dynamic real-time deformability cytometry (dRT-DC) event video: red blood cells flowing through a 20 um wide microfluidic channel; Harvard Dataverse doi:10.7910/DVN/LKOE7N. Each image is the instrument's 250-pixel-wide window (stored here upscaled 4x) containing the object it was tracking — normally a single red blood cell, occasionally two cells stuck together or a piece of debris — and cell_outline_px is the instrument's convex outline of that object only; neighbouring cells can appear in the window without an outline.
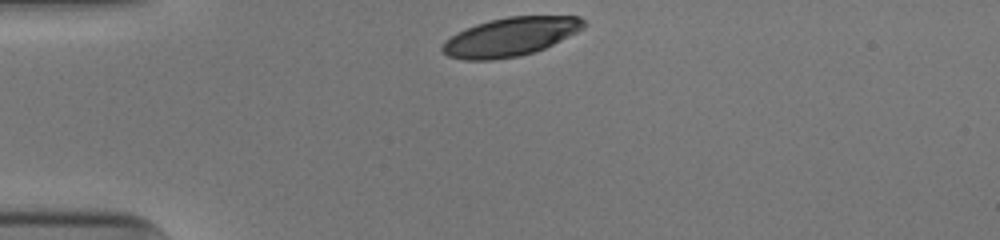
{"species": "human", "species_latin": "Homo sapiens", "temperature_condition": "cold", "stored_images_in_passage": 30, "camera_frame_rate_fps": 3000, "um_per_image_px": 0.085, "donor": {"sex": "male"}, "frame": {"image": 1, "passage_image": 1, "time_ms": 0.0, "image_size_px": [1000, 240], "cell_outline_px": [[584, 28], [536, 52], [520, 56], [492, 60], [464, 60], [448, 56], [440, 52], [440, 48], [444, 40], [456, 32], [476, 24], [508, 16], [580, 16], [584, 20]], "centroid_in_image_um": [43.32, 3.14], "position_along_channel_um": 41.7, "area_um2": 31.91}}
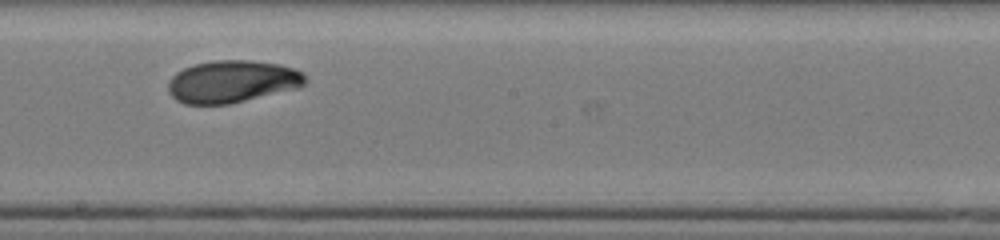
{"frame": {"image": 2, "passage_image": 18, "time_ms": 5.667, "image_size_px": [1000, 240], "cell_outline_px": [[308, 80], [304, 84], [296, 88], [228, 104], [184, 104], [176, 100], [168, 92], [168, 80], [176, 72], [184, 68], [196, 64], [216, 60], [252, 60], [280, 64], [304, 72]], "centroid_in_image_um": [19.72, 6.92], "position_along_channel_um": 228.5, "area_um2": 33.76}}
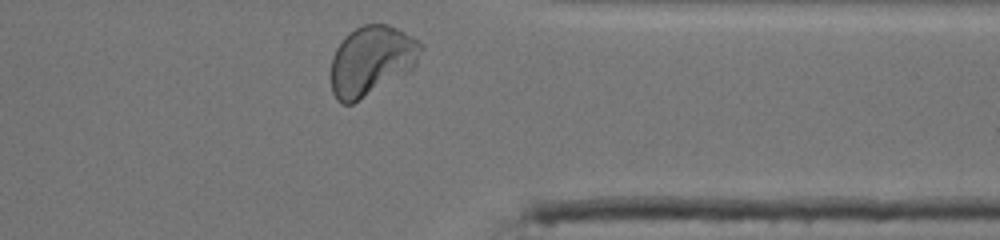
{"frame": {"image": 3, "passage_image": 30, "time_ms": 9.667, "image_size_px": [1000, 240], "cell_outline_px": [[424, 48], [416, 64], [412, 68], [352, 104], [340, 104], [336, 100], [332, 92], [332, 56], [336, 48], [344, 36], [356, 28], [364, 24], [388, 24], [412, 36], [424, 44]], "centroid_in_image_um": [31.57, 5.13], "position_along_channel_um": 379.8, "area_um2": 36.13}, "authors_computed_cell_mechanics": {"area_um2": 33.5529, "velocity_mm_per_s": 3.9069, "shape_relaxation_time_tau1_ms": 4.2457, "shape_relaxation_time_tau2_ms": 1.1616, "deformation_change_tau1": 0.141, "deformation_change_tau2": 0.0521}}